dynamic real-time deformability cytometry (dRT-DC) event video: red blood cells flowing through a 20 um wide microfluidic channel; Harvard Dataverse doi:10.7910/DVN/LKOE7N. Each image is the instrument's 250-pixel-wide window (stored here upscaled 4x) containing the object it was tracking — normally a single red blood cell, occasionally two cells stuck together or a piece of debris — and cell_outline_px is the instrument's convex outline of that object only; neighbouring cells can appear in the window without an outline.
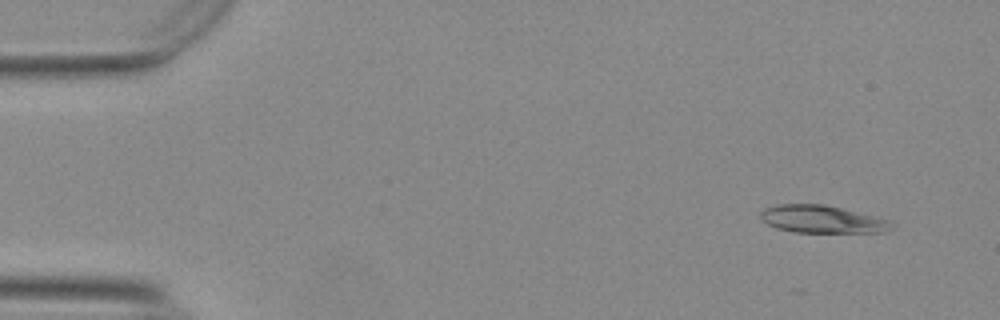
{"species": "Egyptian fruit bat (a non-hibernating species)", "species_latin": "Rousettus aegyptiacus", "temperature_condition": "warm", "stored_images_in_passage": 51, "camera_frame_rate_fps": 3000, "um_per_image_px": 0.085, "animal": {"sex": "female"}, "frame": {"image": 1, "passage_image": 1, "time_ms": 0.0, "image_size_px": [1000, 320], "cell_outline_px": [[892, 228], [884, 232], [796, 232], [776, 228], [768, 224], [760, 216], [760, 212], [764, 208], [776, 204], [824, 204], [888, 220]], "centroid_in_image_um": [69.8, 18.63], "position_along_channel_um": 15.2, "area_um2": 20.63}}
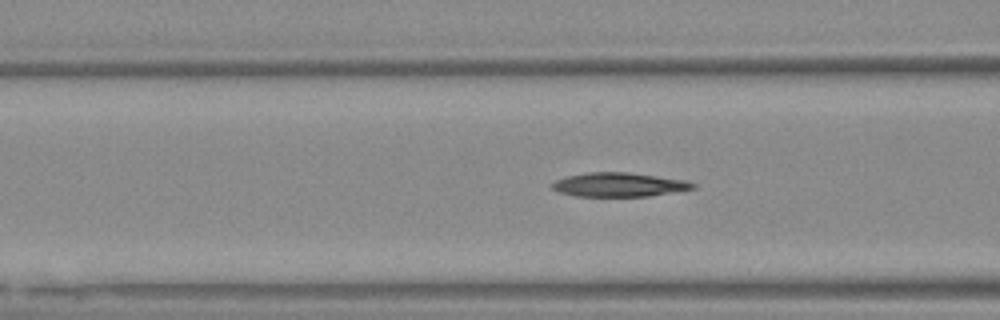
{"frame": {"image": 2, "passage_image": 18, "time_ms": 5.667, "image_size_px": [1000, 320], "cell_outline_px": [[696, 188], [648, 196], [576, 196], [560, 192], [552, 188], [552, 184], [556, 180], [568, 176], [588, 172], [628, 172], [684, 180], [696, 184]], "centroid_in_image_um": [52.61, 15.69], "position_along_channel_um": 114.0, "area_um2": 19.42}}
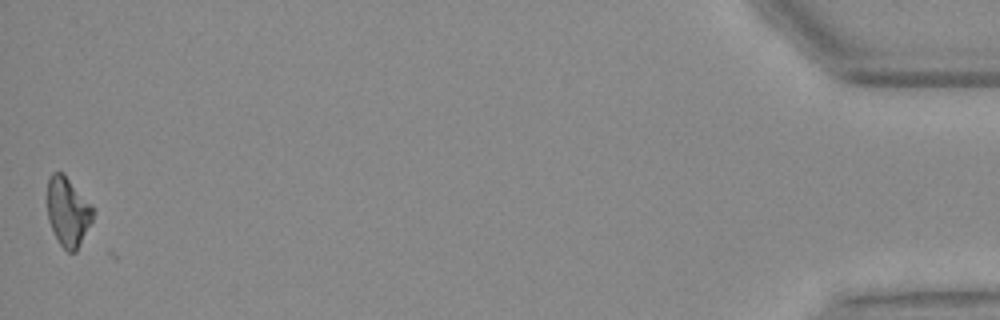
{"frame": {"image": 3, "passage_image": 51, "time_ms": 16.667, "image_size_px": [1000, 320], "cell_outline_px": [[92, 220], [76, 252], [68, 252], [60, 244], [48, 220], [48, 180], [52, 172], [64, 172], [92, 204]], "centroid_in_image_um": [5.77, 17.96], "position_along_channel_um": 429.4, "area_um2": 18.26}}